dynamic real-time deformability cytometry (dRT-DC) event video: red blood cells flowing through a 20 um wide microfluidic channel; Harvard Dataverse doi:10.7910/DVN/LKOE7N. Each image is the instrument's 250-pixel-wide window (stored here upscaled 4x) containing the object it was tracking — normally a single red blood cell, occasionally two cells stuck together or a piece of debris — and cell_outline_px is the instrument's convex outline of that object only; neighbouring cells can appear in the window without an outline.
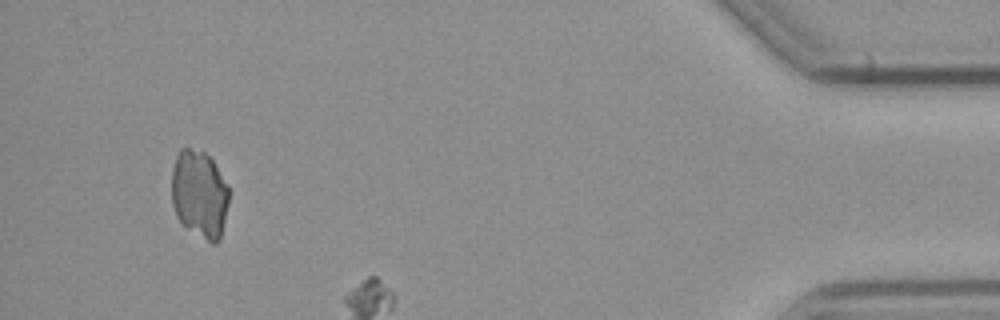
{"species": "common noctule bat (a hibernating species)", "species_latin": "Nyctalus noctula", "temperature_condition": "cold", "stored_images_in_passage": 45, "segment_of_instrument_passage": [3, 3], "camera_frame_rate_fps": 3000, "um_per_image_px": 0.085, "animal": {"sex": "male", "body_mass_g": 23.1, "forearm_length_mm": 52.7}, "frame": {"image": 1, "passage_image": 42, "time_ms": 13.667, "image_size_px": [1000, 320], "cell_outline_px": [[228, 204], [220, 240], [216, 244], [212, 244], [184, 224], [176, 216], [172, 204], [172, 168], [176, 156], [180, 148], [188, 148], [204, 152], [212, 160], [228, 184]], "centroid_in_image_um": [16.96, 16.48], "position_along_channel_um": 418.2, "area_um2": 29.13}}